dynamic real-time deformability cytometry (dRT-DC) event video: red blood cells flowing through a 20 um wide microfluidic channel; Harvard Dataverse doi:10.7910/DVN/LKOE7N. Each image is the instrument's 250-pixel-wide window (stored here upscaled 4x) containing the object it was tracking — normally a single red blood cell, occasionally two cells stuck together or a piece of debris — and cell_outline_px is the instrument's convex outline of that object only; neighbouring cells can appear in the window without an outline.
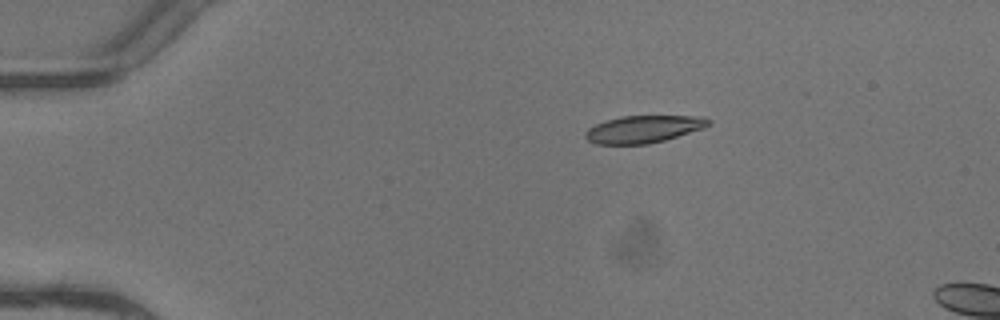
{"species": "common noctule bat (a hibernating species)", "species_latin": "Nyctalus noctula", "temperature_condition": "warm", "stored_images_in_passage": 3, "camera_frame_rate_fps": 3000, "um_per_image_px": 0.085, "animal": {"sex": "female"}, "frame": {"image": 1, "passage_image": 1, "time_ms": 0.0, "image_size_px": [1000, 320], "cell_outline_px": [[712, 120], [704, 128], [664, 140], [648, 144], [596, 144], [588, 140], [584, 136], [584, 132], [588, 128], [604, 120], [620, 116], [704, 116]], "centroid_in_image_um": [54.67, 10.97], "position_along_channel_um": 30.3, "area_um2": 19.65}}